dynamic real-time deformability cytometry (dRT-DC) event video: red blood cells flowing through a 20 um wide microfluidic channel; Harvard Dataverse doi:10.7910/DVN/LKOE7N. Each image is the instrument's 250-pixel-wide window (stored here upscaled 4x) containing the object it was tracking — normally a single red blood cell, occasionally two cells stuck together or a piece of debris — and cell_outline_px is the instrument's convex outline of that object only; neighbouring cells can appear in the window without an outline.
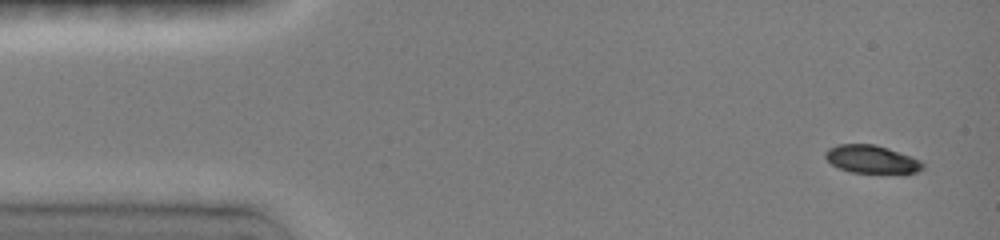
{"species": "common noctule bat (a hibernating species)", "species_latin": "Nyctalus noctula", "temperature_condition": "room temperature", "stored_images_in_passage": 36, "camera_frame_rate_fps": 3000, "um_per_image_px": 0.085, "animal": {"sex": "female", "body_mass_g": 19.0, "forearm_length_mm": 51.5}, "frame": {"image": 1, "passage_image": 1, "time_ms": 0.0, "image_size_px": [1000, 240], "cell_outline_px": [[924, 168], [916, 172], [904, 176], [848, 172], [832, 164], [824, 156], [824, 152], [828, 148], [836, 144], [876, 144], [912, 156], [920, 160], [924, 164]], "centroid_in_image_um": [74.15, 13.58], "position_along_channel_um": 10.8, "area_um2": 16.76}}
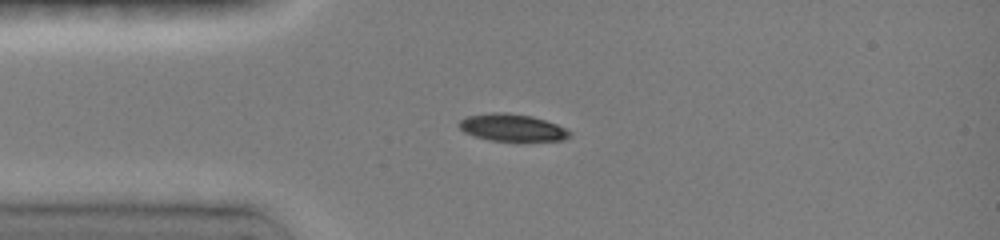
{"frame": {"image": 2, "passage_image": 11, "time_ms": 3.0, "image_size_px": [1000, 240], "cell_outline_px": [[572, 132], [564, 140], [488, 140], [472, 136], [464, 132], [456, 124], [460, 120], [468, 116], [492, 112], [508, 112], [532, 116], [556, 124]], "centroid_in_image_um": [43.47, 10.83], "position_along_channel_um": 41.5, "area_um2": 17.4}}
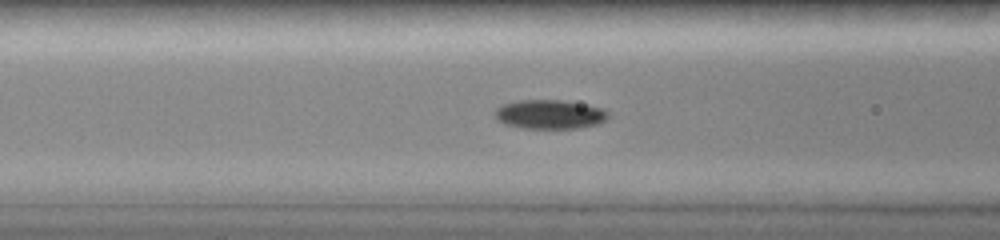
{"frame": {"image": 3, "passage_image": 24, "time_ms": 5.333, "image_size_px": [1000, 240], "cell_outline_px": [[608, 116], [600, 124], [580, 128], [524, 128], [504, 124], [496, 120], [496, 108], [504, 104], [520, 100], [560, 100], [604, 108], [608, 112]], "centroid_in_image_um": [46.74, 9.73], "position_along_channel_um": 119.9, "area_um2": 19.13}}